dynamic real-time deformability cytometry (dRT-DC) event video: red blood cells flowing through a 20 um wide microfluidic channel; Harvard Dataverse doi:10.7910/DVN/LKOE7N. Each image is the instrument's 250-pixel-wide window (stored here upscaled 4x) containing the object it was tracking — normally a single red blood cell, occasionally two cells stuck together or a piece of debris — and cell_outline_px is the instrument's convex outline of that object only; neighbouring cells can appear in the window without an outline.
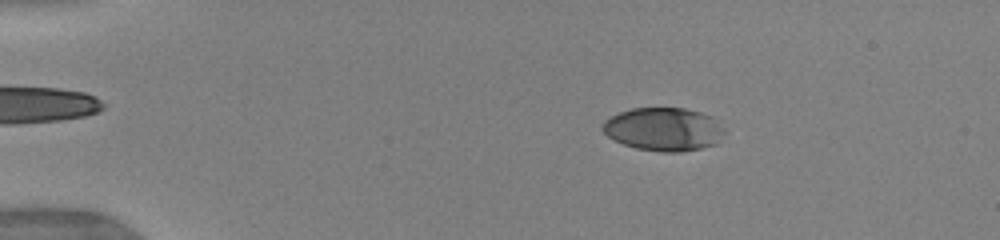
{"species": "human", "species_latin": "Homo sapiens", "temperature_condition": "warm", "stored_images_in_passage": 50, "camera_frame_rate_fps": 3000, "um_per_image_px": 0.085, "donor": {"sex": "female"}, "frame": {"image": 1, "passage_image": 13, "time_ms": 3.0, "image_size_px": [1000, 240], "cell_outline_px": [[728, 132], [716, 144], [700, 148], [680, 152], [664, 152], [636, 148], [624, 144], [608, 136], [600, 128], [600, 124], [604, 120], [620, 112], [632, 108], [684, 108], [700, 112], [712, 116]], "centroid_in_image_um": [56.43, 10.98], "position_along_channel_um": 28.6, "area_um2": 30.92}}
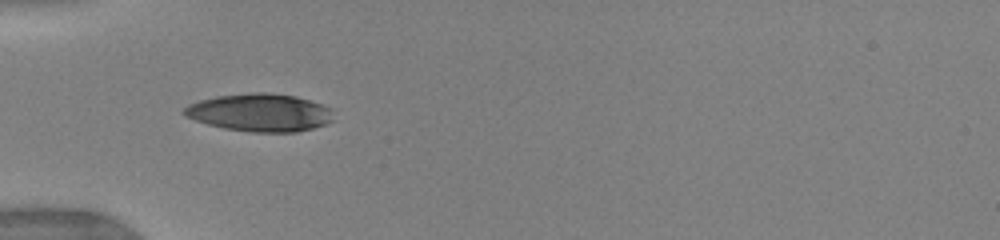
{"frame": {"image": 2, "passage_image": 22, "time_ms": 5.667, "image_size_px": [1000, 240], "cell_outline_px": [[332, 120], [324, 124], [312, 128], [296, 132], [252, 132], [224, 128], [208, 124], [184, 116], [180, 112], [188, 104], [200, 100], [216, 96], [256, 92], [264, 92], [296, 96], [320, 104], [328, 108]], "centroid_in_image_um": [22.01, 9.57], "position_along_channel_um": 63.0, "area_um2": 32.54}}